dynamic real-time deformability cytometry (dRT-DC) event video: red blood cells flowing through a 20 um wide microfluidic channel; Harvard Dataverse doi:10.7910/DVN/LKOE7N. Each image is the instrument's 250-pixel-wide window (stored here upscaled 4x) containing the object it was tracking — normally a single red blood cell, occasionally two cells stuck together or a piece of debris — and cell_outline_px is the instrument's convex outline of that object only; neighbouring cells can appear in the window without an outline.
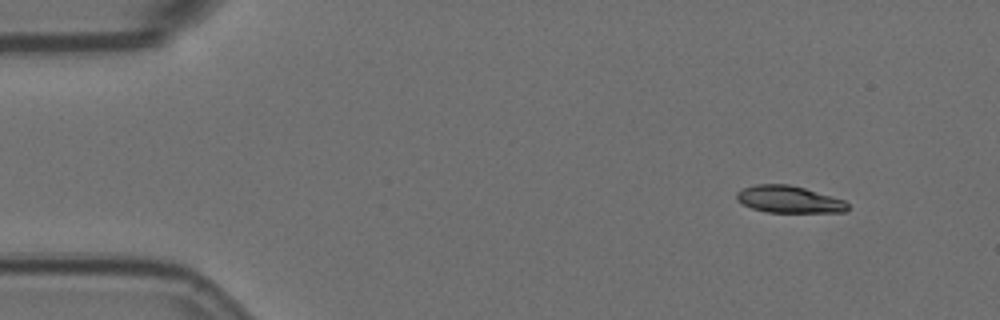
{"species": "Egyptian fruit bat (a non-hibernating species)", "species_latin": "Rousettus aegyptiacus", "temperature_condition": "room temperature", "stored_images_in_passage": 4, "camera_frame_rate_fps": 3000, "um_per_image_px": 0.085, "animal": {"sex": "female"}, "frame": {"image": 1, "passage_image": 1, "time_ms": 0.0, "image_size_px": [1000, 320], "cell_outline_px": [[848, 208], [844, 212], [768, 212], [752, 208], [736, 200], [736, 192], [744, 188], [756, 184], [788, 184], [804, 188], [832, 196], [844, 200], [848, 204]], "centroid_in_image_um": [67.05, 16.94], "position_along_channel_um": 18.0, "area_um2": 17.34}}
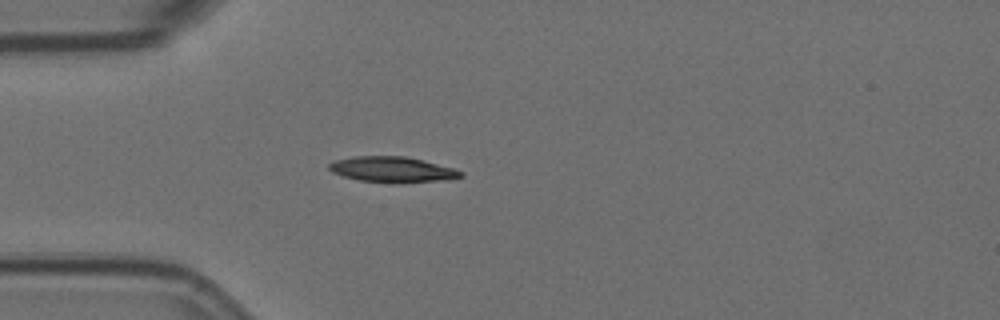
{"frame": {"image": 2, "passage_image": 4, "time_ms": 1.0, "image_size_px": [1000, 320], "cell_outline_px": [[464, 176], [444, 180], [396, 184], [360, 180], [344, 176], [332, 172], [328, 168], [328, 164], [336, 160], [356, 156], [404, 156], [424, 160], [452, 168], [464, 172]], "centroid_in_image_um": [33.37, 14.42], "position_along_channel_um": 51.6, "area_um2": 19.71}}